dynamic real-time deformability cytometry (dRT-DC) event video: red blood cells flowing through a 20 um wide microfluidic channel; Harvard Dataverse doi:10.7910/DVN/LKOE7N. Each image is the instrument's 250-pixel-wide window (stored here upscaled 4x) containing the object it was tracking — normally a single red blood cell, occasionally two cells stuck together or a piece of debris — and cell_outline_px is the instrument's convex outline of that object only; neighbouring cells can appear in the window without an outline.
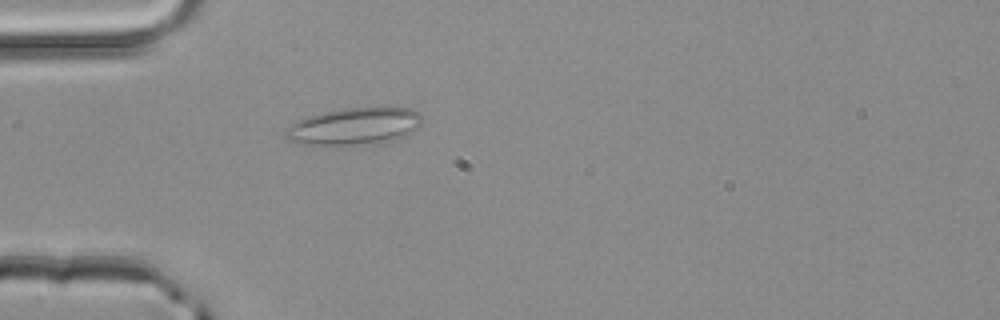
{"species": "common noctule bat (a hibernating species)", "species_latin": "Nyctalus noctula", "temperature_condition": "room temperature", "stored_images_in_passage": 4, "camera_frame_rate_fps": 3000, "um_per_image_px": 0.085, "animal": {"sex": "male", "body_mass_g": 20.4}, "frame": {"image": 1, "passage_image": 4, "time_ms": 1.0, "image_size_px": [1000, 320], "cell_outline_px": [[420, 124], [412, 132], [400, 140], [380, 144], [304, 144], [288, 140], [284, 136], [284, 128], [288, 124], [296, 120], [308, 116], [340, 108], [384, 104], [412, 108], [420, 112]], "centroid_in_image_um": [30.18, 10.68], "position_along_channel_um": 54.8, "area_um2": 30.87}}